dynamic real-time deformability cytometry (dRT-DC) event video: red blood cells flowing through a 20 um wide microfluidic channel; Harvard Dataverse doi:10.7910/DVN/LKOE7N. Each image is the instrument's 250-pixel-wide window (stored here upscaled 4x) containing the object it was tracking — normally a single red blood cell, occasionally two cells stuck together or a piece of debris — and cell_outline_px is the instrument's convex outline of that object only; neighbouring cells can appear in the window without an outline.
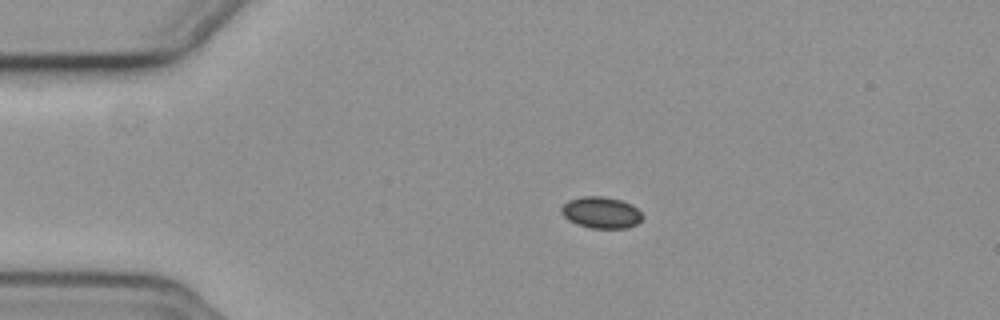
{"species": "common noctule bat (a hibernating species)", "species_latin": "Nyctalus noctula", "temperature_condition": "cold", "stored_images_in_passage": 46, "camera_frame_rate_fps": 3000, "um_per_image_px": 0.085, "animal": {"sex": "female", "body_mass_g": 19.3, "forearm_length_mm": 54.1}, "frame": {"image": 1, "passage_image": 1, "time_ms": 0.0, "image_size_px": [1000, 320], "cell_outline_px": [[644, 216], [636, 224], [628, 228], [592, 228], [576, 224], [568, 220], [560, 212], [560, 208], [568, 200], [584, 196], [604, 196], [620, 200], [632, 204]], "centroid_in_image_um": [51.08, 18.06], "position_along_channel_um": 33.9, "area_um2": 14.91}}
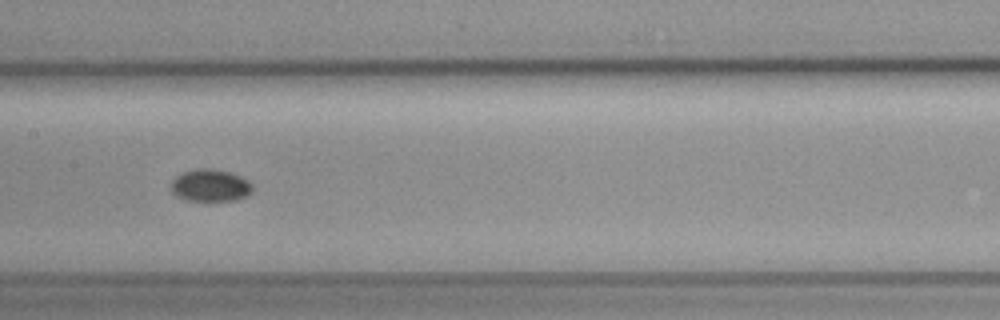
{"frame": {"image": 2, "passage_image": 17, "time_ms": 5.333, "image_size_px": [1000, 320], "cell_outline_px": [[252, 192], [248, 196], [236, 200], [188, 200], [176, 196], [172, 192], [172, 180], [180, 172], [200, 168], [212, 168], [228, 172], [240, 176], [248, 180], [252, 184]], "centroid_in_image_um": [17.89, 15.75], "position_along_channel_um": 189.5, "area_um2": 15.32}}
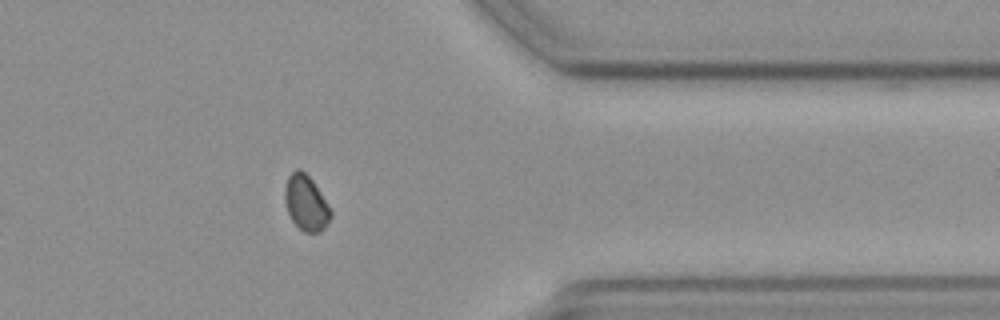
{"frame": {"image": 3, "passage_image": 34, "time_ms": 11.0, "image_size_px": [1000, 320], "cell_outline_px": [[332, 216], [324, 228], [320, 232], [304, 232], [292, 220], [288, 212], [284, 200], [284, 188], [288, 176], [296, 168], [300, 168], [312, 180], [320, 192], [332, 212]], "centroid_in_image_um": [25.99, 17.24], "position_along_channel_um": 385.4, "area_um2": 14.68}}